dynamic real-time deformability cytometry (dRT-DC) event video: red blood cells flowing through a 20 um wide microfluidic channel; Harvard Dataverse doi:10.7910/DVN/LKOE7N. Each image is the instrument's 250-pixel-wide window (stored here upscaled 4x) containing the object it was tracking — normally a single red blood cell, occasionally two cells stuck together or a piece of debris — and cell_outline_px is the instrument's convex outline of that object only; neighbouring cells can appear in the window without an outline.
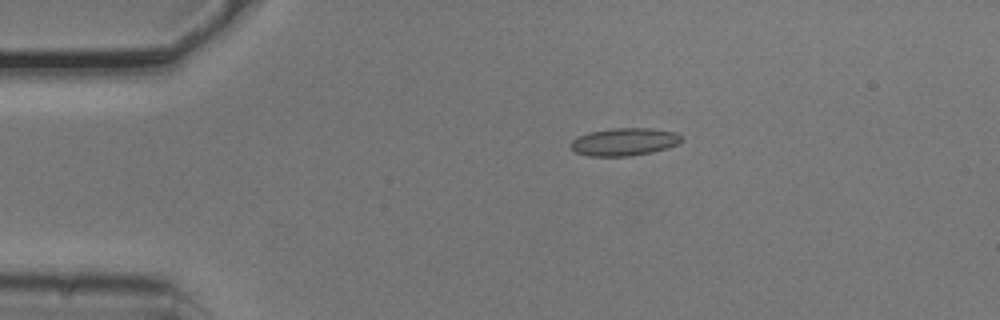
{"species": "common noctule bat (a hibernating species)", "species_latin": "Nyctalus noctula", "temperature_condition": "cold", "stored_images_in_passage": 5, "camera_frame_rate_fps": 3000, "um_per_image_px": 0.085, "animal": {"sex": "male", "body_mass_g": 20.5, "forearm_length_mm": 52.5}, "frame": {"image": 1, "passage_image": 3, "time_ms": 0.667, "image_size_px": [1000, 320], "cell_outline_px": [[684, 140], [676, 144], [652, 152], [632, 156], [588, 156], [576, 152], [568, 144], [572, 140], [580, 136], [592, 132], [612, 128], [652, 128], [676, 132], [684, 136]], "centroid_in_image_um": [53.09, 12.05], "position_along_channel_um": 31.9, "area_um2": 17.86}}
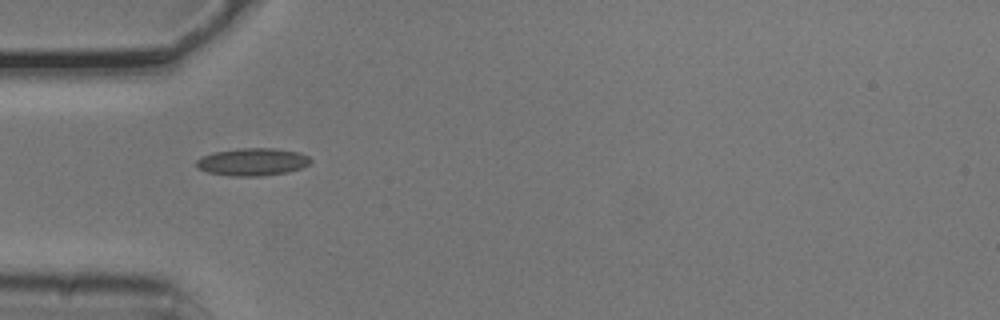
{"frame": {"image": 2, "passage_image": 4, "time_ms": 1.0, "image_size_px": [1000, 320], "cell_outline_px": [[312, 160], [308, 164], [300, 168], [288, 172], [260, 176], [232, 176], [208, 172], [200, 168], [196, 164], [196, 160], [212, 152], [240, 148], [276, 148], [300, 152], [308, 156]], "centroid_in_image_um": [21.49, 13.75], "position_along_channel_um": 63.5, "area_um2": 18.26}}